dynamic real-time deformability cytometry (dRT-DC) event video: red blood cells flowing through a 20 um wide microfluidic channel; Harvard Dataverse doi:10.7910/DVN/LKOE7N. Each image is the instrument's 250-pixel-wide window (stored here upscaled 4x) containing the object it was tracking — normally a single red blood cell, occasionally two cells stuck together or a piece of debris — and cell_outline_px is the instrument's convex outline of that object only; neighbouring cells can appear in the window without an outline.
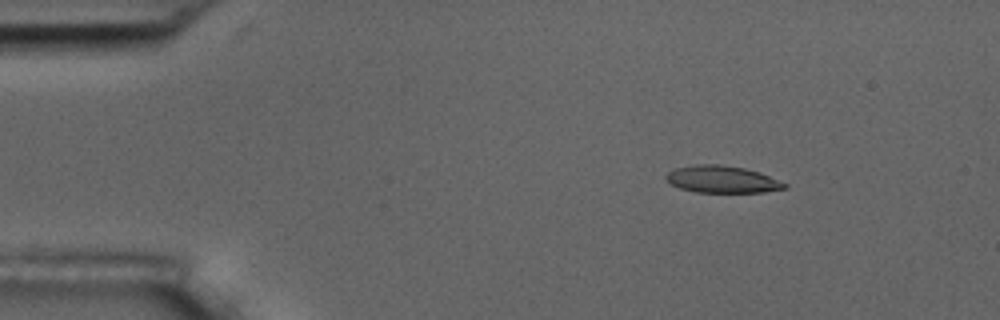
{"species": "common noctule bat (a hibernating species)", "species_latin": "Nyctalus noctula", "temperature_condition": "room temperature", "stored_images_in_passage": 3, "camera_frame_rate_fps": 3000, "um_per_image_px": 0.085, "animal": {"sex": "male", "body_mass_g": 17.5, "forearm_length_mm": 52.3}, "frame": {"image": 1, "passage_image": 1, "time_ms": 0.0, "image_size_px": [1000, 320], "cell_outline_px": [[788, 188], [764, 192], [696, 192], [680, 188], [672, 184], [664, 176], [668, 172], [676, 168], [696, 164], [720, 164], [744, 168], [760, 172], [788, 184]], "centroid_in_image_um": [61.41, 15.24], "position_along_channel_um": 23.6, "area_um2": 18.67}}